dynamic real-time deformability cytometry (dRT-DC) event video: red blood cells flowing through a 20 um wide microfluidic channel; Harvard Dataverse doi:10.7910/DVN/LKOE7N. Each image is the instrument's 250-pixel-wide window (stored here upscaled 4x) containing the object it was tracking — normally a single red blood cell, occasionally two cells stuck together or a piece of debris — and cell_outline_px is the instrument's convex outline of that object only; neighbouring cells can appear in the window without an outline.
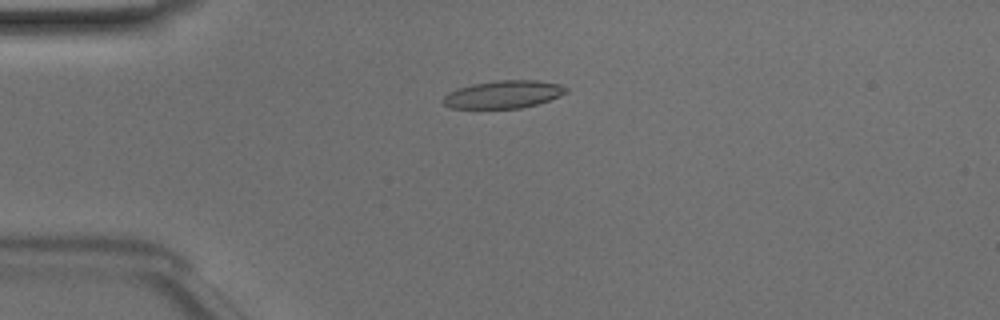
{"species": "Egyptian fruit bat (a non-hibernating species)", "species_latin": "Rousettus aegyptiacus", "temperature_condition": "room temperature", "stored_images_in_passage": 49, "camera_frame_rate_fps": 3000, "um_per_image_px": 0.085, "animal": {"sex": "male"}, "frame": {"image": 1, "passage_image": 12, "time_ms": 3.667, "image_size_px": [1000, 320], "cell_outline_px": [[568, 92], [560, 96], [536, 104], [520, 108], [452, 108], [444, 104], [440, 100], [448, 92], [456, 88], [472, 84], [500, 80], [536, 80], [560, 84], [568, 88]], "centroid_in_image_um": [42.77, 8.02], "position_along_channel_um": 42.2, "area_um2": 19.88}}
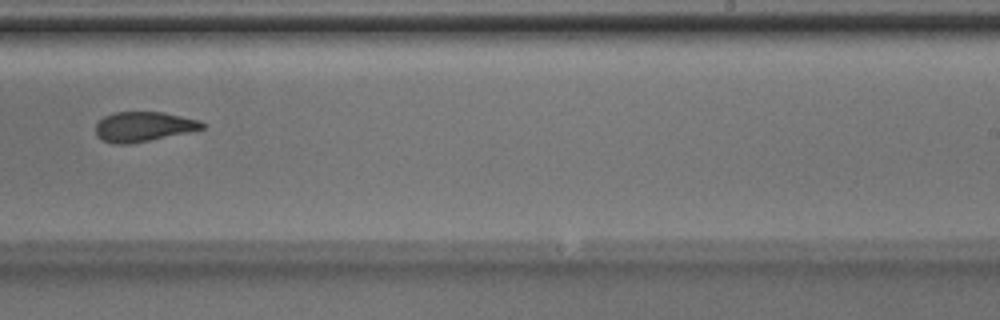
{"frame": {"image": 2, "passage_image": 31, "time_ms": 10.0, "image_size_px": [1000, 320], "cell_outline_px": [[204, 128], [148, 140], [128, 144], [116, 144], [100, 140], [96, 136], [96, 124], [104, 116], [112, 112], [164, 112], [200, 120], [204, 124]], "centroid_in_image_um": [12.14, 10.75], "position_along_channel_um": 276.9, "area_um2": 18.32}}
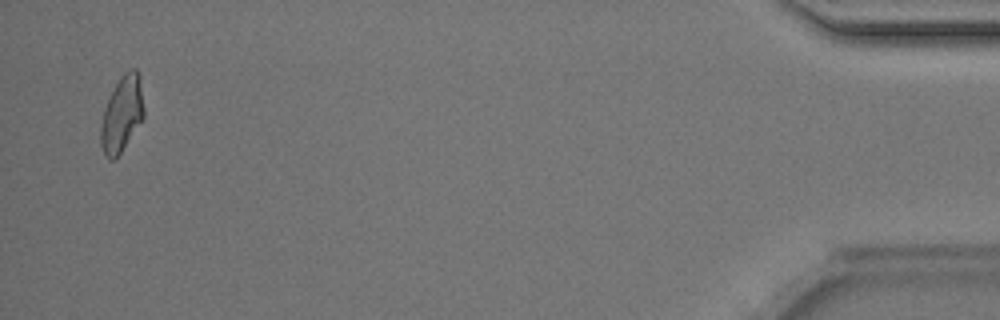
{"frame": {"image": 3, "passage_image": 48, "time_ms": 15.667, "image_size_px": [1000, 320], "cell_outline_px": [[144, 116], [116, 160], [108, 160], [100, 144], [100, 128], [104, 108], [120, 76], [128, 68], [136, 68], [140, 76], [144, 108]], "centroid_in_image_um": [10.36, 9.68], "position_along_channel_um": 424.8, "area_um2": 19.07}, "authors_computed_cell_mechanics": {"area_um2": 19.7098, "velocity_mm_per_s": 4.1055, "shape_relaxation_time_tau1_ms": null, "shape_relaxation_time_tau2_ms": 2.5983, "deformation_change_tau1": null, "deformation_change_tau2": 0.0972}}